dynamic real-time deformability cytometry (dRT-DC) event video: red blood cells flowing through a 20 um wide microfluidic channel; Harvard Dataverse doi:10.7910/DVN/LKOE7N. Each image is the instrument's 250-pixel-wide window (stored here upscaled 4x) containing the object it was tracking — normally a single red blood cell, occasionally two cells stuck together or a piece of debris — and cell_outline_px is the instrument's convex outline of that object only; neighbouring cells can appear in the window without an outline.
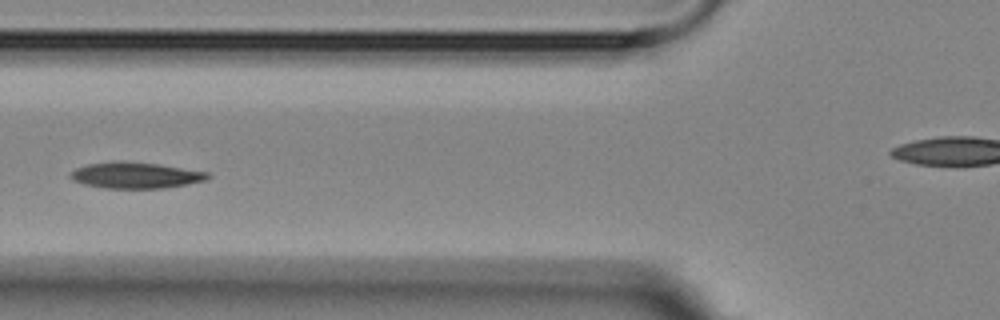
{"species": "Egyptian fruit bat (a non-hibernating species)", "species_latin": "Rousettus aegyptiacus", "temperature_condition": "room temperature", "stored_images_in_passage": 12, "camera_frame_rate_fps": 3000, "um_per_image_px": 0.085, "animal": {"sex": "female"}, "frame": {"image": 1, "passage_image": 6, "time_ms": 5.667, "image_size_px": [1000, 320], "cell_outline_px": [[212, 176], [208, 180], [188, 184], [164, 188], [104, 188], [84, 184], [72, 180], [68, 176], [76, 168], [88, 164], [112, 160], [124, 160], [156, 164], [208, 172]], "centroid_in_image_um": [11.52, 14.89], "position_along_channel_um": 114.3, "area_um2": 21.1}}
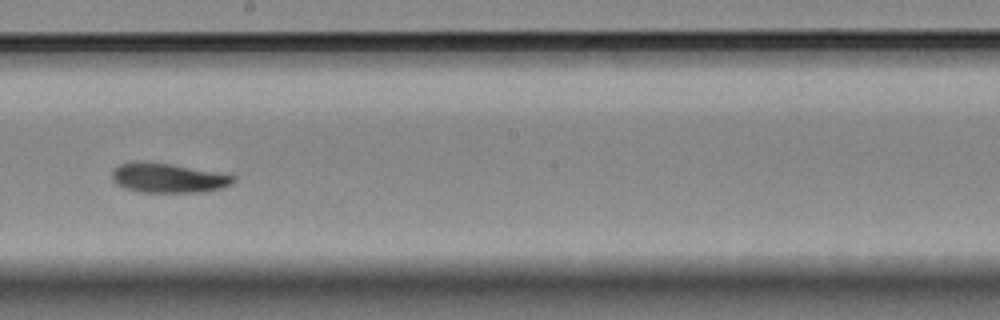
{"frame": {"image": 2, "passage_image": 9, "time_ms": 9.0, "image_size_px": [1000, 320], "cell_outline_px": [[236, 180], [232, 184], [220, 188], [200, 192], [140, 192], [124, 188], [116, 184], [112, 180], [112, 168], [120, 164], [132, 160], [168, 164], [216, 172], [236, 176]], "centroid_in_image_um": [14.23, 15.12], "position_along_channel_um": 234.0, "area_um2": 20.87}}
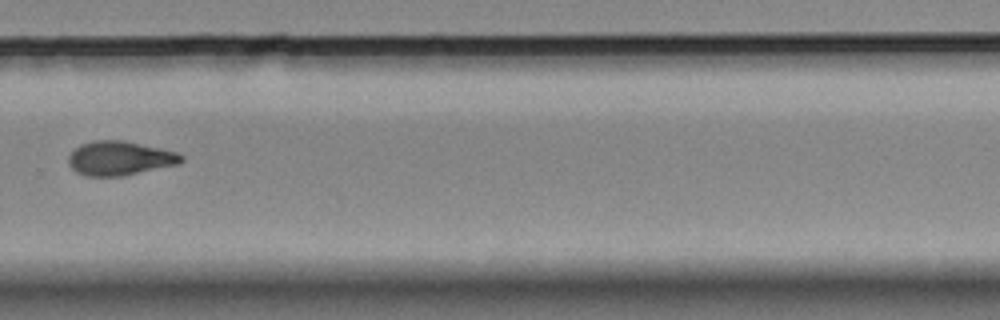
{"frame": {"image": 3, "passage_image": 12, "time_ms": 13.667, "image_size_px": [1000, 320], "cell_outline_px": [[184, 160], [180, 164], [124, 176], [84, 176], [76, 172], [68, 164], [68, 156], [80, 144], [92, 140], [124, 140], [180, 152], [184, 156]], "centroid_in_image_um": [10.22, 13.45], "position_along_channel_um": 319.6, "area_um2": 22.89}}